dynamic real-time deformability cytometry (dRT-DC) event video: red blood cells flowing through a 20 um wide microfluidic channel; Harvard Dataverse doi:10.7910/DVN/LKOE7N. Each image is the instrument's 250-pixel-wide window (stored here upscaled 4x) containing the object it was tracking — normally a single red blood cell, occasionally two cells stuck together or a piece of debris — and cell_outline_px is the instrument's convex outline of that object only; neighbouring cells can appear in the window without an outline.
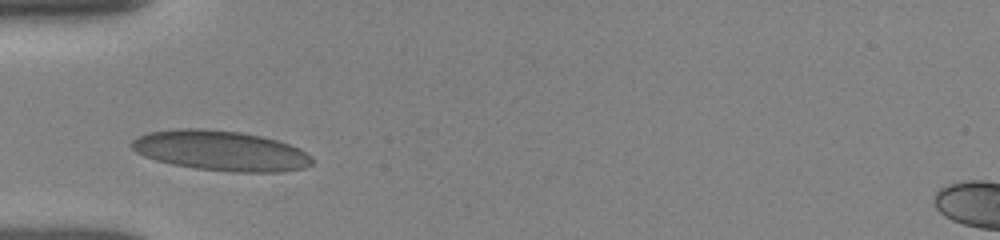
{"species": "human", "species_latin": "Homo sapiens", "temperature_condition": "room temperature", "stored_images_in_passage": 38, "camera_frame_rate_fps": 3000, "um_per_image_px": 0.085, "donor": {"sex": "female"}, "frame": {"image": 1, "passage_image": 1, "time_ms": 0.0, "image_size_px": [1000, 240], "cell_outline_px": [[312, 164], [304, 168], [280, 172], [232, 172], [196, 168], [172, 164], [156, 160], [144, 156], [136, 152], [128, 144], [136, 136], [148, 132], [176, 128], [204, 128], [240, 132], [260, 136], [276, 140], [300, 148], [312, 156]], "centroid_in_image_um": [18.73, 12.8], "position_along_channel_um": 66.3, "area_um2": 42.43}}
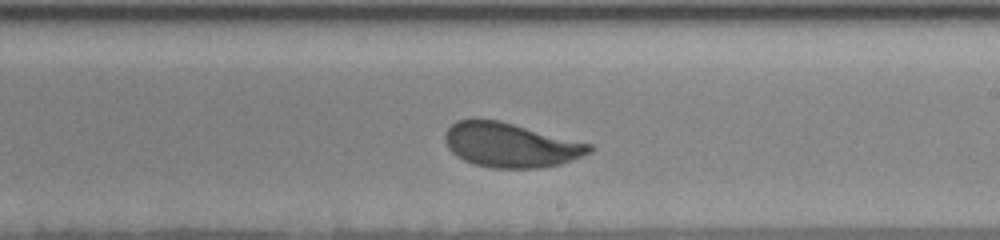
{"frame": {"image": 2, "passage_image": 27, "time_ms": 4.667, "image_size_px": [1000, 240], "cell_outline_px": [[592, 152], [560, 164], [540, 168], [492, 168], [476, 164], [464, 160], [456, 156], [448, 148], [444, 140], [444, 132], [456, 120], [472, 116], [476, 116], [500, 120], [592, 144]], "centroid_in_image_um": [43.33, 12.29], "position_along_channel_um": 245.7, "area_um2": 37.97}}
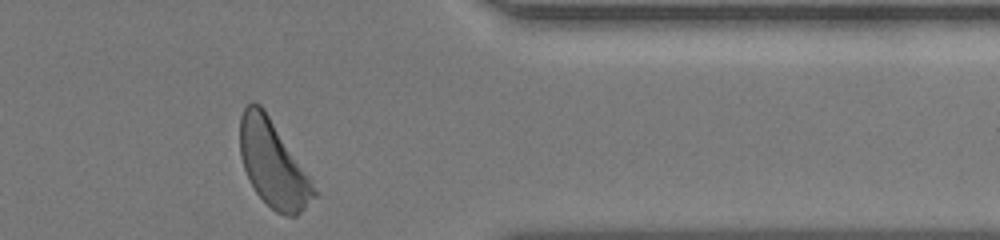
{"frame": {"image": 3, "passage_image": 38, "time_ms": 8.667, "image_size_px": [1000, 240], "cell_outline_px": [[316, 196], [296, 216], [284, 216], [276, 212], [256, 192], [244, 168], [240, 156], [240, 116], [244, 108], [252, 100], [260, 104], [264, 108], [312, 180], [316, 192]], "centroid_in_image_um": [23.2, 13.91], "position_along_channel_um": 388.2, "area_um2": 36.82}, "authors_computed_cell_mechanics": {"area_um2": 37.9746, "velocity_mm_per_s": 3.855, "shape_relaxation_time_tau1_ms": 3.0535, "shape_relaxation_time_tau2_ms": null, "deformation_change_tau1": 0.1266, "deformation_change_tau2": null}}